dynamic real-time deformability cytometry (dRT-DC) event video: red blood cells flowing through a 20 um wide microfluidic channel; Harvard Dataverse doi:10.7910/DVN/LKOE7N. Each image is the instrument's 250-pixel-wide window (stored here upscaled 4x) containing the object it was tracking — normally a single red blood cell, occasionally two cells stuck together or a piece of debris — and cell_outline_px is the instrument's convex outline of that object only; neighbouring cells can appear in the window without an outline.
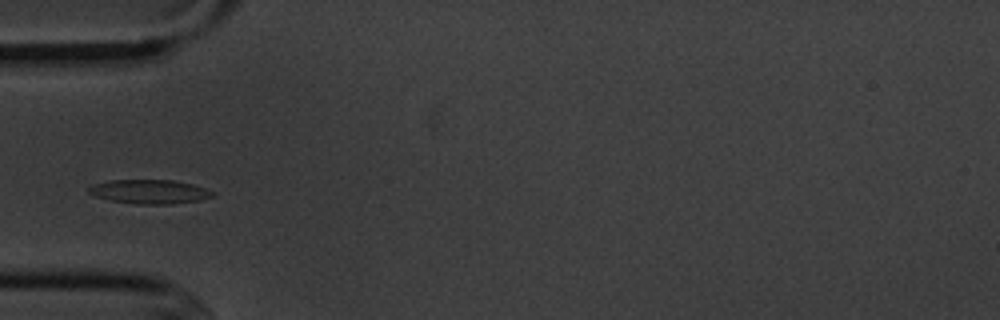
{"species": "common noctule bat (a hibernating species)", "species_latin": "Nyctalus noctula", "temperature_condition": "cold", "stored_images_in_passage": 4, "camera_frame_rate_fps": 3000, "um_per_image_px": 0.085, "animal": {"sex": "male", "body_mass_g": 20.1, "forearm_length_mm": 53.5}, "frame": {"image": 1, "passage_image": 4, "time_ms": 3.667, "image_size_px": [1000, 320], "cell_outline_px": [[216, 196], [200, 200], [172, 204], [136, 204], [112, 200], [96, 196], [88, 192], [88, 188], [92, 184], [108, 180], [172, 180], [192, 184], [216, 192]], "centroid_in_image_um": [12.74, 16.29], "position_along_channel_um": 72.3, "area_um2": 17.4}}